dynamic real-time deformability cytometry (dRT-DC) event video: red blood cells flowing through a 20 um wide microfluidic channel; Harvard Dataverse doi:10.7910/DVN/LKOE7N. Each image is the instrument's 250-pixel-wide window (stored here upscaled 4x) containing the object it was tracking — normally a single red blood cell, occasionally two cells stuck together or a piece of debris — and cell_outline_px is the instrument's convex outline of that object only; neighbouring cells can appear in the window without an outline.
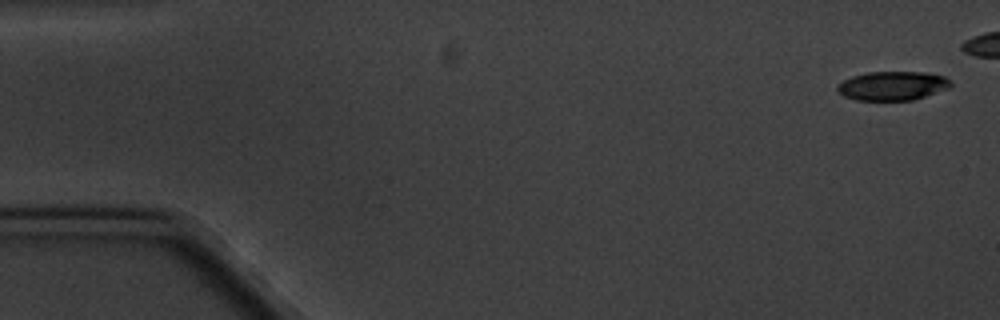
{"species": "common noctule bat (a hibernating species)", "species_latin": "Nyctalus noctula", "temperature_condition": "cold", "stored_images_in_passage": 9, "camera_frame_rate_fps": 3000, "um_per_image_px": 0.085, "animal": {"sex": "male", "body_mass_g": 20.1, "forearm_length_mm": 53.5}, "frame": {"image": 1, "passage_image": 1, "time_ms": 0.0, "image_size_px": [1000, 320], "cell_outline_px": [[952, 84], [948, 88], [912, 100], [856, 100], [844, 96], [836, 88], [836, 84], [852, 76], [868, 72], [924, 72], [944, 76]], "centroid_in_image_um": [75.82, 7.29], "position_along_channel_um": 9.2, "area_um2": 18.96}}